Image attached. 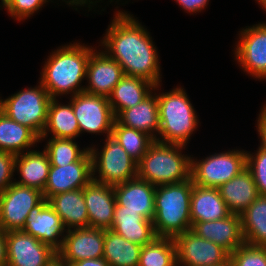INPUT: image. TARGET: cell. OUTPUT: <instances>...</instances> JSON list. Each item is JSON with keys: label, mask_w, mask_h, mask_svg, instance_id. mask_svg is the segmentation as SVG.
I'll use <instances>...</instances> for the list:
<instances>
[{"label": "cell", "mask_w": 266, "mask_h": 266, "mask_svg": "<svg viewBox=\"0 0 266 266\" xmlns=\"http://www.w3.org/2000/svg\"><path fill=\"white\" fill-rule=\"evenodd\" d=\"M106 32L101 46L121 65L124 75L160 85L158 52L149 33L132 15L118 11Z\"/></svg>", "instance_id": "6da1fadb"}, {"label": "cell", "mask_w": 266, "mask_h": 266, "mask_svg": "<svg viewBox=\"0 0 266 266\" xmlns=\"http://www.w3.org/2000/svg\"><path fill=\"white\" fill-rule=\"evenodd\" d=\"M93 51L87 45L74 43L54 51L43 67L40 82L52 99L63 94L72 96L84 92L80 87L86 77L87 63Z\"/></svg>", "instance_id": "7a4b0ae2"}, {"label": "cell", "mask_w": 266, "mask_h": 266, "mask_svg": "<svg viewBox=\"0 0 266 266\" xmlns=\"http://www.w3.org/2000/svg\"><path fill=\"white\" fill-rule=\"evenodd\" d=\"M192 178L156 186L155 215L152 220L157 237H171L192 229L190 217Z\"/></svg>", "instance_id": "3957f363"}, {"label": "cell", "mask_w": 266, "mask_h": 266, "mask_svg": "<svg viewBox=\"0 0 266 266\" xmlns=\"http://www.w3.org/2000/svg\"><path fill=\"white\" fill-rule=\"evenodd\" d=\"M184 146L155 140L137 164V177L154 186L190 179L192 158L182 155Z\"/></svg>", "instance_id": "277c9868"}, {"label": "cell", "mask_w": 266, "mask_h": 266, "mask_svg": "<svg viewBox=\"0 0 266 266\" xmlns=\"http://www.w3.org/2000/svg\"><path fill=\"white\" fill-rule=\"evenodd\" d=\"M158 113L160 130L156 141L185 145L196 130L198 118L183 88H174L167 93H159Z\"/></svg>", "instance_id": "5b68a950"}, {"label": "cell", "mask_w": 266, "mask_h": 266, "mask_svg": "<svg viewBox=\"0 0 266 266\" xmlns=\"http://www.w3.org/2000/svg\"><path fill=\"white\" fill-rule=\"evenodd\" d=\"M38 87L24 89L5 100L0 99V111L10 119L27 126L39 138L46 126L49 93L39 82Z\"/></svg>", "instance_id": "8992f818"}, {"label": "cell", "mask_w": 266, "mask_h": 266, "mask_svg": "<svg viewBox=\"0 0 266 266\" xmlns=\"http://www.w3.org/2000/svg\"><path fill=\"white\" fill-rule=\"evenodd\" d=\"M93 180L115 186L137 177V162L129 156L122 146L112 137L106 136L105 145L100 153L90 147ZM99 171V176L95 172Z\"/></svg>", "instance_id": "52a82bcc"}, {"label": "cell", "mask_w": 266, "mask_h": 266, "mask_svg": "<svg viewBox=\"0 0 266 266\" xmlns=\"http://www.w3.org/2000/svg\"><path fill=\"white\" fill-rule=\"evenodd\" d=\"M246 169V152L230 150L216 153L206 159H191L193 184L201 187L219 188Z\"/></svg>", "instance_id": "ba28073f"}, {"label": "cell", "mask_w": 266, "mask_h": 266, "mask_svg": "<svg viewBox=\"0 0 266 266\" xmlns=\"http://www.w3.org/2000/svg\"><path fill=\"white\" fill-rule=\"evenodd\" d=\"M43 199L40 190L12 183L0 194V227L5 232L22 230L30 210Z\"/></svg>", "instance_id": "9c48e42d"}, {"label": "cell", "mask_w": 266, "mask_h": 266, "mask_svg": "<svg viewBox=\"0 0 266 266\" xmlns=\"http://www.w3.org/2000/svg\"><path fill=\"white\" fill-rule=\"evenodd\" d=\"M70 103L80 134L86 131L94 134L107 133V137L111 136L115 116L108 97L81 92L71 96Z\"/></svg>", "instance_id": "30bf717a"}, {"label": "cell", "mask_w": 266, "mask_h": 266, "mask_svg": "<svg viewBox=\"0 0 266 266\" xmlns=\"http://www.w3.org/2000/svg\"><path fill=\"white\" fill-rule=\"evenodd\" d=\"M177 266H215L227 262L230 253L220 245L199 237L192 230L176 235Z\"/></svg>", "instance_id": "8fae6325"}, {"label": "cell", "mask_w": 266, "mask_h": 266, "mask_svg": "<svg viewBox=\"0 0 266 266\" xmlns=\"http://www.w3.org/2000/svg\"><path fill=\"white\" fill-rule=\"evenodd\" d=\"M7 266H48L58 253L22 230L6 232Z\"/></svg>", "instance_id": "7c38bea8"}, {"label": "cell", "mask_w": 266, "mask_h": 266, "mask_svg": "<svg viewBox=\"0 0 266 266\" xmlns=\"http://www.w3.org/2000/svg\"><path fill=\"white\" fill-rule=\"evenodd\" d=\"M93 180L92 159L88 151L79 161L68 165H51L43 197L82 189Z\"/></svg>", "instance_id": "4fadbf2b"}, {"label": "cell", "mask_w": 266, "mask_h": 266, "mask_svg": "<svg viewBox=\"0 0 266 266\" xmlns=\"http://www.w3.org/2000/svg\"><path fill=\"white\" fill-rule=\"evenodd\" d=\"M235 49V59L248 74L266 78V24L243 29Z\"/></svg>", "instance_id": "5bb4252c"}, {"label": "cell", "mask_w": 266, "mask_h": 266, "mask_svg": "<svg viewBox=\"0 0 266 266\" xmlns=\"http://www.w3.org/2000/svg\"><path fill=\"white\" fill-rule=\"evenodd\" d=\"M58 258L66 263L79 260L102 258L104 252L105 229L92 227L76 228L66 231Z\"/></svg>", "instance_id": "9a60e30c"}, {"label": "cell", "mask_w": 266, "mask_h": 266, "mask_svg": "<svg viewBox=\"0 0 266 266\" xmlns=\"http://www.w3.org/2000/svg\"><path fill=\"white\" fill-rule=\"evenodd\" d=\"M64 230L67 229L64 227L61 217L45 198L30 210L22 229L57 252L62 248L64 242ZM61 235H63L62 240H58Z\"/></svg>", "instance_id": "2e32d148"}, {"label": "cell", "mask_w": 266, "mask_h": 266, "mask_svg": "<svg viewBox=\"0 0 266 266\" xmlns=\"http://www.w3.org/2000/svg\"><path fill=\"white\" fill-rule=\"evenodd\" d=\"M124 76L121 65L104 51L90 53L86 78L89 81L84 92L109 97L114 87Z\"/></svg>", "instance_id": "e0dca14e"}, {"label": "cell", "mask_w": 266, "mask_h": 266, "mask_svg": "<svg viewBox=\"0 0 266 266\" xmlns=\"http://www.w3.org/2000/svg\"><path fill=\"white\" fill-rule=\"evenodd\" d=\"M83 196L89 217L88 227L109 230L116 206L113 186L92 180L83 188Z\"/></svg>", "instance_id": "ac0fdd59"}, {"label": "cell", "mask_w": 266, "mask_h": 266, "mask_svg": "<svg viewBox=\"0 0 266 266\" xmlns=\"http://www.w3.org/2000/svg\"><path fill=\"white\" fill-rule=\"evenodd\" d=\"M116 205L123 210L139 212L144 218L153 220L155 215L154 196L156 186L138 177L113 186Z\"/></svg>", "instance_id": "d6986e66"}, {"label": "cell", "mask_w": 266, "mask_h": 266, "mask_svg": "<svg viewBox=\"0 0 266 266\" xmlns=\"http://www.w3.org/2000/svg\"><path fill=\"white\" fill-rule=\"evenodd\" d=\"M191 230L199 237L220 245L230 254L245 243L241 216L237 214L215 221L196 222Z\"/></svg>", "instance_id": "ffe728a7"}, {"label": "cell", "mask_w": 266, "mask_h": 266, "mask_svg": "<svg viewBox=\"0 0 266 266\" xmlns=\"http://www.w3.org/2000/svg\"><path fill=\"white\" fill-rule=\"evenodd\" d=\"M110 230L142 247L157 237L151 220L144 218L139 212L123 210V206L119 205L114 208Z\"/></svg>", "instance_id": "44dd1931"}, {"label": "cell", "mask_w": 266, "mask_h": 266, "mask_svg": "<svg viewBox=\"0 0 266 266\" xmlns=\"http://www.w3.org/2000/svg\"><path fill=\"white\" fill-rule=\"evenodd\" d=\"M230 214L218 188L193 184L190 203L192 226L196 222L220 220Z\"/></svg>", "instance_id": "7402d4cb"}, {"label": "cell", "mask_w": 266, "mask_h": 266, "mask_svg": "<svg viewBox=\"0 0 266 266\" xmlns=\"http://www.w3.org/2000/svg\"><path fill=\"white\" fill-rule=\"evenodd\" d=\"M218 189L231 214L241 215L259 197L252 173L247 168Z\"/></svg>", "instance_id": "603a6c76"}, {"label": "cell", "mask_w": 266, "mask_h": 266, "mask_svg": "<svg viewBox=\"0 0 266 266\" xmlns=\"http://www.w3.org/2000/svg\"><path fill=\"white\" fill-rule=\"evenodd\" d=\"M159 87L142 78L124 75L108 97L115 118L125 109L136 106Z\"/></svg>", "instance_id": "cb8c5ba5"}, {"label": "cell", "mask_w": 266, "mask_h": 266, "mask_svg": "<svg viewBox=\"0 0 266 266\" xmlns=\"http://www.w3.org/2000/svg\"><path fill=\"white\" fill-rule=\"evenodd\" d=\"M48 203L61 217L65 228H86L89 224L83 188L52 196Z\"/></svg>", "instance_id": "d4e9b609"}, {"label": "cell", "mask_w": 266, "mask_h": 266, "mask_svg": "<svg viewBox=\"0 0 266 266\" xmlns=\"http://www.w3.org/2000/svg\"><path fill=\"white\" fill-rule=\"evenodd\" d=\"M50 166V159L45 150L42 152L32 150L16 155L15 171L18 169L21 179L15 182L43 192Z\"/></svg>", "instance_id": "484cf974"}, {"label": "cell", "mask_w": 266, "mask_h": 266, "mask_svg": "<svg viewBox=\"0 0 266 266\" xmlns=\"http://www.w3.org/2000/svg\"><path fill=\"white\" fill-rule=\"evenodd\" d=\"M115 119L121 125L145 132L156 140L154 132L159 133L160 130L156 93L155 96L150 94L136 106L123 110Z\"/></svg>", "instance_id": "4316f807"}, {"label": "cell", "mask_w": 266, "mask_h": 266, "mask_svg": "<svg viewBox=\"0 0 266 266\" xmlns=\"http://www.w3.org/2000/svg\"><path fill=\"white\" fill-rule=\"evenodd\" d=\"M52 133L51 138L75 139L80 135L79 124L73 112L72 104H59L57 99H51L46 126L39 140L47 137L48 132Z\"/></svg>", "instance_id": "83f0119b"}, {"label": "cell", "mask_w": 266, "mask_h": 266, "mask_svg": "<svg viewBox=\"0 0 266 266\" xmlns=\"http://www.w3.org/2000/svg\"><path fill=\"white\" fill-rule=\"evenodd\" d=\"M37 142H40L39 137L31 129L0 111V151L19 155L25 148L30 151Z\"/></svg>", "instance_id": "f1b7e54d"}, {"label": "cell", "mask_w": 266, "mask_h": 266, "mask_svg": "<svg viewBox=\"0 0 266 266\" xmlns=\"http://www.w3.org/2000/svg\"><path fill=\"white\" fill-rule=\"evenodd\" d=\"M142 246L105 230L103 258L110 266H138Z\"/></svg>", "instance_id": "f546056e"}, {"label": "cell", "mask_w": 266, "mask_h": 266, "mask_svg": "<svg viewBox=\"0 0 266 266\" xmlns=\"http://www.w3.org/2000/svg\"><path fill=\"white\" fill-rule=\"evenodd\" d=\"M240 216L245 243L266 247V196H259Z\"/></svg>", "instance_id": "4dcf8cb0"}, {"label": "cell", "mask_w": 266, "mask_h": 266, "mask_svg": "<svg viewBox=\"0 0 266 266\" xmlns=\"http://www.w3.org/2000/svg\"><path fill=\"white\" fill-rule=\"evenodd\" d=\"M111 136L137 163L145 155L149 146L155 141L147 133L121 125L116 119L113 124Z\"/></svg>", "instance_id": "1f68e13d"}, {"label": "cell", "mask_w": 266, "mask_h": 266, "mask_svg": "<svg viewBox=\"0 0 266 266\" xmlns=\"http://www.w3.org/2000/svg\"><path fill=\"white\" fill-rule=\"evenodd\" d=\"M138 266H177L176 245L171 237H156L142 247Z\"/></svg>", "instance_id": "d6a6232c"}, {"label": "cell", "mask_w": 266, "mask_h": 266, "mask_svg": "<svg viewBox=\"0 0 266 266\" xmlns=\"http://www.w3.org/2000/svg\"><path fill=\"white\" fill-rule=\"evenodd\" d=\"M74 139L51 138L46 144L47 152L51 165H68L79 161L89 148L81 150Z\"/></svg>", "instance_id": "836d02e7"}, {"label": "cell", "mask_w": 266, "mask_h": 266, "mask_svg": "<svg viewBox=\"0 0 266 266\" xmlns=\"http://www.w3.org/2000/svg\"><path fill=\"white\" fill-rule=\"evenodd\" d=\"M47 0H3L2 6L9 12L10 16L15 17L19 21L33 15L37 12ZM69 5L93 4L91 0H68L65 1ZM89 2V3H88Z\"/></svg>", "instance_id": "e575fe53"}, {"label": "cell", "mask_w": 266, "mask_h": 266, "mask_svg": "<svg viewBox=\"0 0 266 266\" xmlns=\"http://www.w3.org/2000/svg\"><path fill=\"white\" fill-rule=\"evenodd\" d=\"M233 266H266V247L244 243L230 254Z\"/></svg>", "instance_id": "d590c367"}, {"label": "cell", "mask_w": 266, "mask_h": 266, "mask_svg": "<svg viewBox=\"0 0 266 266\" xmlns=\"http://www.w3.org/2000/svg\"><path fill=\"white\" fill-rule=\"evenodd\" d=\"M246 168L252 173L259 196H266V152L260 148L255 155L246 152Z\"/></svg>", "instance_id": "8d00e7d4"}, {"label": "cell", "mask_w": 266, "mask_h": 266, "mask_svg": "<svg viewBox=\"0 0 266 266\" xmlns=\"http://www.w3.org/2000/svg\"><path fill=\"white\" fill-rule=\"evenodd\" d=\"M16 155L0 151V194L12 183Z\"/></svg>", "instance_id": "74e56055"}, {"label": "cell", "mask_w": 266, "mask_h": 266, "mask_svg": "<svg viewBox=\"0 0 266 266\" xmlns=\"http://www.w3.org/2000/svg\"><path fill=\"white\" fill-rule=\"evenodd\" d=\"M184 10L193 13L200 12L207 6L209 0H175Z\"/></svg>", "instance_id": "f35d334b"}, {"label": "cell", "mask_w": 266, "mask_h": 266, "mask_svg": "<svg viewBox=\"0 0 266 266\" xmlns=\"http://www.w3.org/2000/svg\"><path fill=\"white\" fill-rule=\"evenodd\" d=\"M257 123V131L259 132L258 134L260 135L261 139V145L259 148L266 152V105L265 107L263 106Z\"/></svg>", "instance_id": "ab89813d"}, {"label": "cell", "mask_w": 266, "mask_h": 266, "mask_svg": "<svg viewBox=\"0 0 266 266\" xmlns=\"http://www.w3.org/2000/svg\"><path fill=\"white\" fill-rule=\"evenodd\" d=\"M0 266H7L6 232L0 227Z\"/></svg>", "instance_id": "60d3db41"}, {"label": "cell", "mask_w": 266, "mask_h": 266, "mask_svg": "<svg viewBox=\"0 0 266 266\" xmlns=\"http://www.w3.org/2000/svg\"><path fill=\"white\" fill-rule=\"evenodd\" d=\"M68 266H110V265L102 257V258H96V259L79 260L77 262L68 264Z\"/></svg>", "instance_id": "b9f144b4"}, {"label": "cell", "mask_w": 266, "mask_h": 266, "mask_svg": "<svg viewBox=\"0 0 266 266\" xmlns=\"http://www.w3.org/2000/svg\"><path fill=\"white\" fill-rule=\"evenodd\" d=\"M48 266H68L66 263L62 262L59 258H56L50 265Z\"/></svg>", "instance_id": "7bdbcfd3"}, {"label": "cell", "mask_w": 266, "mask_h": 266, "mask_svg": "<svg viewBox=\"0 0 266 266\" xmlns=\"http://www.w3.org/2000/svg\"><path fill=\"white\" fill-rule=\"evenodd\" d=\"M257 1L263 7V9L266 11V0H257Z\"/></svg>", "instance_id": "ee69618b"}, {"label": "cell", "mask_w": 266, "mask_h": 266, "mask_svg": "<svg viewBox=\"0 0 266 266\" xmlns=\"http://www.w3.org/2000/svg\"><path fill=\"white\" fill-rule=\"evenodd\" d=\"M215 266H233L231 260L229 259L227 262L220 264V265H215Z\"/></svg>", "instance_id": "f6af8a7d"}]
</instances>
